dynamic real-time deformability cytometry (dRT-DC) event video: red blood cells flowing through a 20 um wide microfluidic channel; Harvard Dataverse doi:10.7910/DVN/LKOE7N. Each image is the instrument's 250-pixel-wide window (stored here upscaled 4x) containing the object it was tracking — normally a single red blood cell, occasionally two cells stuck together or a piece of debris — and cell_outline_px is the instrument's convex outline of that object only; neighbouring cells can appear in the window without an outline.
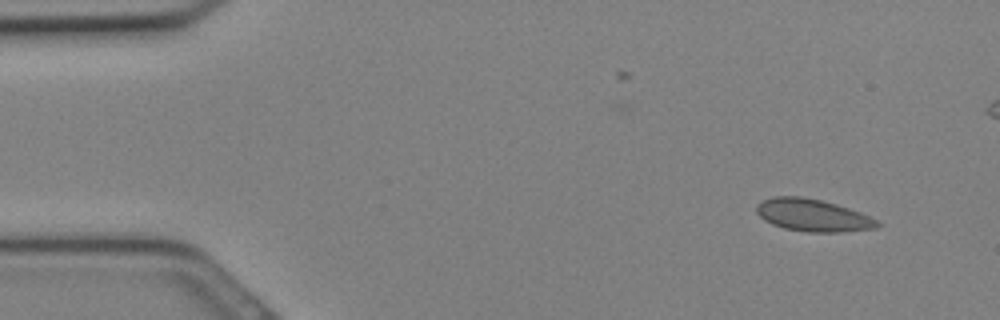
{"species": "Egyptian fruit bat (a non-hibernating species)", "species_latin": "Rousettus aegyptiacus", "temperature_condition": "cold", "stored_images_in_passage": 18, "camera_frame_rate_fps": 3000, "um_per_image_px": 0.085, "animal": {"sex": "female"}, "frame": {"image": 1, "passage_image": 2, "time_ms": 0.333, "image_size_px": [1000, 320], "cell_outline_px": [[880, 224], [876, 228], [840, 232], [808, 232], [784, 228], [772, 224], [764, 220], [756, 212], [756, 204], [772, 196], [800, 196], [820, 200], [836, 204], [860, 212], [876, 220]], "centroid_in_image_um": [69.05, 18.29], "position_along_channel_um": 16.0, "area_um2": 22.6}}
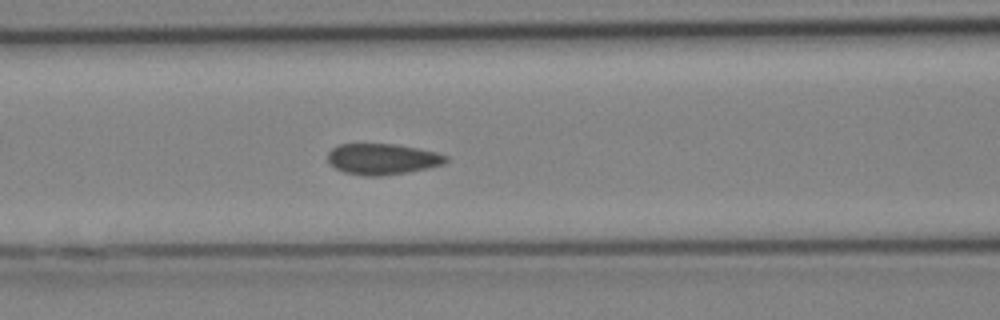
{"frame": {"image": 2, "passage_image": 12, "time_ms": 3.667, "image_size_px": [1000, 320], "cell_outline_px": [[448, 160], [444, 164], [404, 172], [380, 176], [364, 176], [344, 172], [336, 168], [328, 160], [328, 152], [332, 148], [340, 144], [396, 144], [420, 148], [436, 152], [448, 156]], "centroid_in_image_um": [32.51, 13.5], "position_along_channel_um": 134.1, "area_um2": 21.15}}
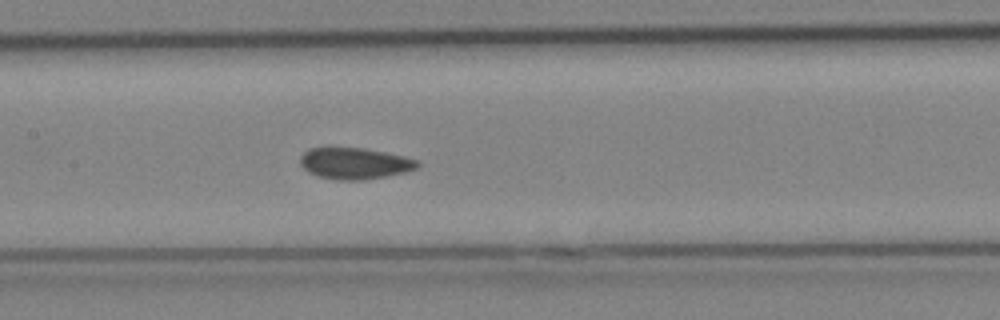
{"frame": {"image": 3, "passage_image": 14, "time_ms": 4.333, "image_size_px": [1000, 320], "cell_outline_px": [[420, 164], [416, 168], [404, 172], [364, 180], [336, 180], [320, 176], [308, 172], [300, 164], [300, 156], [308, 148], [328, 144], [364, 148], [404, 156], [420, 160]], "centroid_in_image_um": [30.08, 13.83], "position_along_channel_um": 177.3, "area_um2": 22.14}}